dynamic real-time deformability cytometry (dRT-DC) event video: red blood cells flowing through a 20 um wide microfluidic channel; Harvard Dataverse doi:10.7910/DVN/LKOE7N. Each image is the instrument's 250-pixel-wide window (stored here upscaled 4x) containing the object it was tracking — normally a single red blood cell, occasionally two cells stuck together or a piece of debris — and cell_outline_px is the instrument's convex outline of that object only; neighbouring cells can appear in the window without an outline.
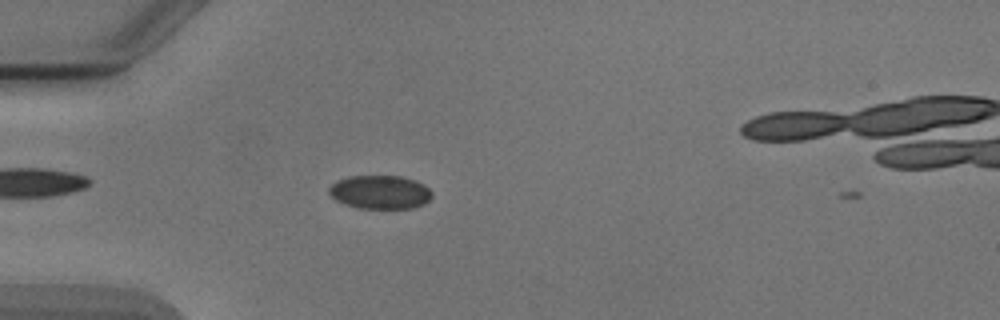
{"species": "Egyptian fruit bat (a non-hibernating species)", "species_latin": "Rousettus aegyptiacus", "temperature_condition": "cold", "stored_images_in_passage": 6, "camera_frame_rate_fps": 3000, "um_per_image_px": 0.085, "animal": {"sex": "male"}, "frame": {"image": 1, "passage_image": 4, "time_ms": 1.0, "image_size_px": [1000, 320], "cell_outline_px": [[432, 196], [424, 204], [412, 208], [360, 208], [344, 204], [336, 200], [328, 192], [328, 188], [332, 184], [340, 180], [352, 176], [400, 176], [416, 180], [424, 184], [432, 192]], "centroid_in_image_um": [32.33, 16.33], "position_along_channel_um": 52.7, "area_um2": 20.06}}